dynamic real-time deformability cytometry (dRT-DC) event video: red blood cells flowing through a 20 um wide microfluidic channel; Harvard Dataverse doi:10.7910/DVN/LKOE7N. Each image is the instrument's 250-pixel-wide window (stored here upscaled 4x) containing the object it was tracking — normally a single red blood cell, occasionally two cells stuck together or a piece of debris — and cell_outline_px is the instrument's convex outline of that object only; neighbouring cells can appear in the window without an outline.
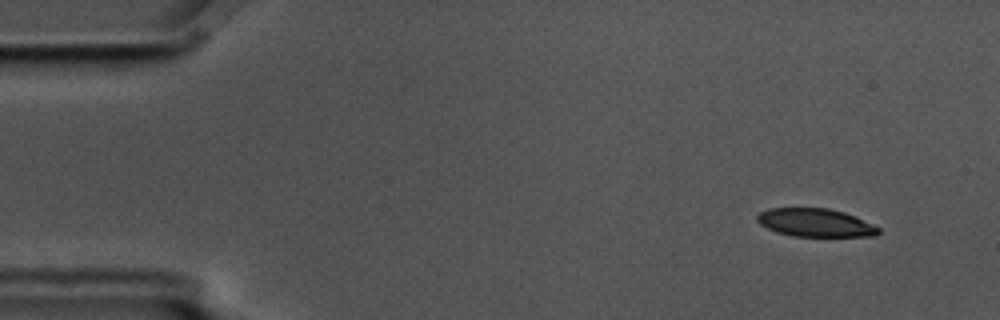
{"species": "common noctule bat (a hibernating species)", "species_latin": "Nyctalus noctula", "temperature_condition": "cold", "stored_images_in_passage": 3, "camera_frame_rate_fps": 3000, "um_per_image_px": 0.085, "animal": {"sex": "male", "body_mass_g": 17.5, "forearm_length_mm": 52.3}, "frame": {"image": 1, "passage_image": 1, "time_ms": 0.0, "image_size_px": [1000, 320], "cell_outline_px": [[880, 232], [876, 236], [792, 236], [776, 232], [760, 224], [756, 220], [756, 216], [760, 212], [768, 208], [828, 208], [844, 212], [872, 224], [880, 228]], "centroid_in_image_um": [69.28, 18.93], "position_along_channel_um": 15.7, "area_um2": 19.88}}